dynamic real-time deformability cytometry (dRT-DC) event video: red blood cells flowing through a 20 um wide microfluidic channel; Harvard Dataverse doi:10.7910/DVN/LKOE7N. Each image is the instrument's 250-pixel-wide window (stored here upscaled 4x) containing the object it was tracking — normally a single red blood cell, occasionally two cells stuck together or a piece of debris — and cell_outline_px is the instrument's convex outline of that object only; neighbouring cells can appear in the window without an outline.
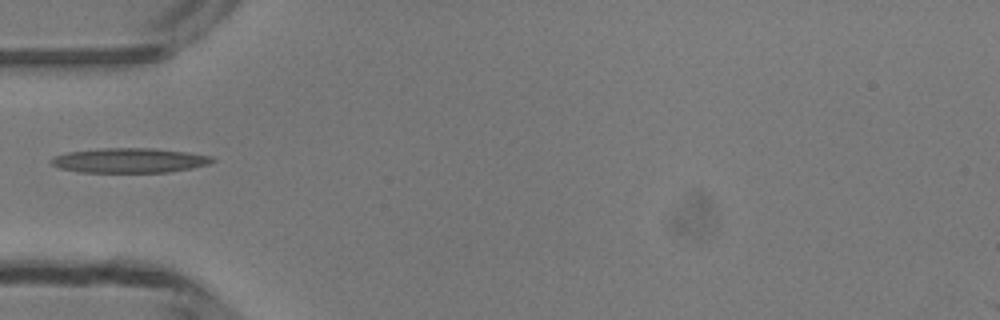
{"species": "common noctule bat (a hibernating species)", "species_latin": "Nyctalus noctula", "temperature_condition": "room temperature", "stored_images_in_passage": 34, "camera_frame_rate_fps": 3000, "um_per_image_px": 0.085, "animal": {"sex": "male", "body_mass_g": 13.3}, "frame": {"image": 1, "passage_image": 1, "time_ms": 0.0, "image_size_px": [1000, 320], "cell_outline_px": [[216, 160], [208, 164], [192, 168], [168, 172], [80, 172], [60, 168], [52, 164], [52, 160], [56, 156], [68, 152], [100, 148], [152, 148], [188, 152], [212, 156]], "centroid_in_image_um": [11.06, 13.63], "position_along_channel_um": 73.9, "area_um2": 23.06}}
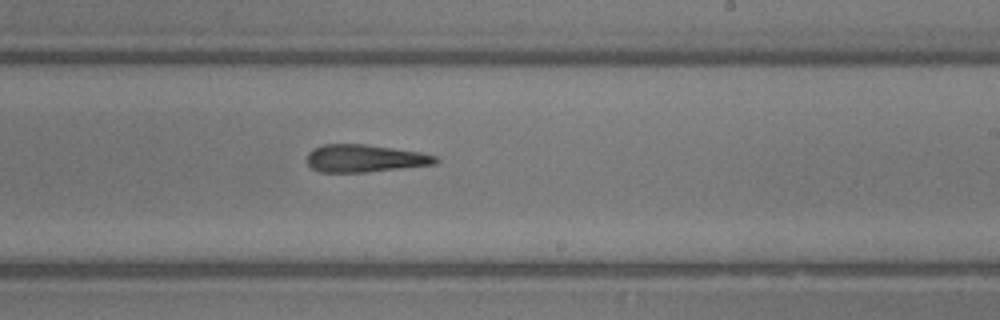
{"frame": {"image": 2, "passage_image": 14, "time_ms": 4.333, "image_size_px": [1000, 320], "cell_outline_px": [[440, 160], [436, 164], [368, 172], [320, 172], [312, 168], [308, 164], [308, 152], [312, 148], [324, 144], [364, 144], [420, 152], [436, 156]], "centroid_in_image_um": [31.01, 13.46], "position_along_channel_um": 258.0, "area_um2": 20.63}}
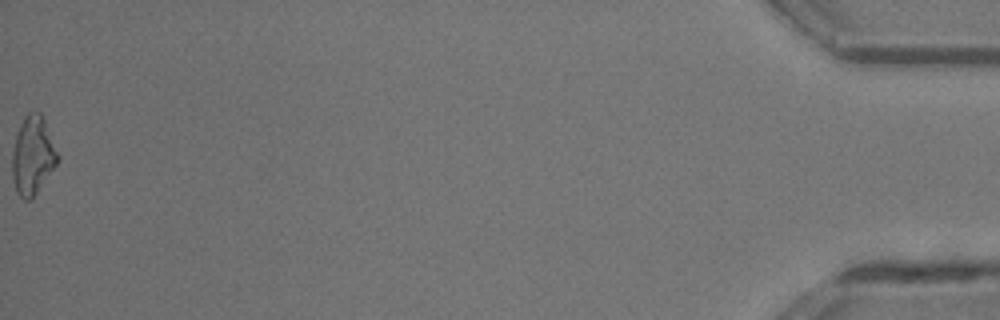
{"frame": {"image": 3, "passage_image": 34, "time_ms": 11.0, "image_size_px": [1000, 320], "cell_outline_px": [[60, 160], [32, 200], [24, 200], [16, 192], [12, 176], [12, 152], [16, 136], [20, 124], [24, 116], [28, 112], [40, 112], [44, 120], [60, 156]], "centroid_in_image_um": [2.79, 13.25], "position_along_channel_um": 432.4, "area_um2": 20.92}}